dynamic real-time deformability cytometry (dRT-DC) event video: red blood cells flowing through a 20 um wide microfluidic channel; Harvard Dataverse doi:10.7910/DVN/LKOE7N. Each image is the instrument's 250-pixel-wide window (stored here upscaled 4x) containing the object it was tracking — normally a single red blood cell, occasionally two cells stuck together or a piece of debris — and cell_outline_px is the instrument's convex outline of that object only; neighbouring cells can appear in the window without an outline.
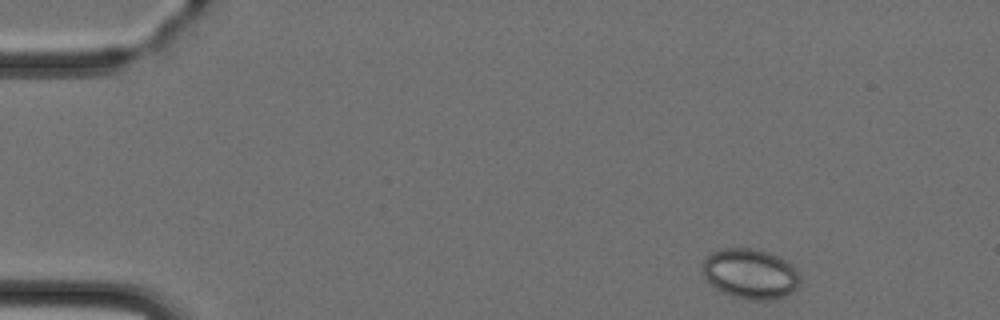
{"species": "Egyptian fruit bat (a non-hibernating species)", "species_latin": "Rousettus aegyptiacus", "temperature_condition": "cold", "stored_images_in_passage": 3, "camera_frame_rate_fps": 3000, "um_per_image_px": 0.085, "animal": {"sex": "female"}, "frame": {"image": 1, "passage_image": 1, "time_ms": 0.0, "image_size_px": [1000, 320], "cell_outline_px": [[796, 288], [792, 292], [784, 296], [764, 300], [756, 300], [732, 296], [720, 292], [704, 276], [704, 260], [712, 252], [724, 248], [752, 248], [768, 252], [784, 260], [796, 268]], "centroid_in_image_um": [63.74, 23.26], "position_along_channel_um": 21.3, "area_um2": 27.74}}